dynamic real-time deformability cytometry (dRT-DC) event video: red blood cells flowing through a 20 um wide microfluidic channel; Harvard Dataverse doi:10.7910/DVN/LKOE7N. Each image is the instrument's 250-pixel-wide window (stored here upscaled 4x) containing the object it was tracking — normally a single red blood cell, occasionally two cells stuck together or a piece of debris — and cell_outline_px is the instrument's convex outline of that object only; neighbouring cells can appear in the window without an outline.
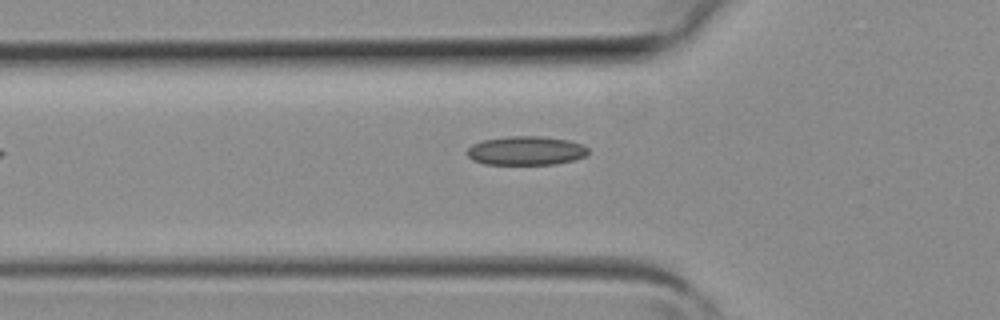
{"species": "common noctule bat (a hibernating species)", "species_latin": "Nyctalus noctula", "temperature_condition": "room temperature", "stored_images_in_passage": 5, "camera_frame_rate_fps": 3000, "um_per_image_px": 0.085, "animal": {"sex": "female", "body_mass_g": 19.3, "forearm_length_mm": 54.1}, "frame": {"image": 1, "passage_image": 4, "time_ms": 1.0, "image_size_px": [1000, 320], "cell_outline_px": [[588, 152], [584, 156], [572, 160], [552, 164], [484, 164], [472, 160], [468, 156], [468, 148], [472, 144], [484, 140], [508, 136], [540, 136], [568, 140], [584, 144], [588, 148]], "centroid_in_image_um": [44.7, 12.8], "position_along_channel_um": 81.1, "area_um2": 20.29}}